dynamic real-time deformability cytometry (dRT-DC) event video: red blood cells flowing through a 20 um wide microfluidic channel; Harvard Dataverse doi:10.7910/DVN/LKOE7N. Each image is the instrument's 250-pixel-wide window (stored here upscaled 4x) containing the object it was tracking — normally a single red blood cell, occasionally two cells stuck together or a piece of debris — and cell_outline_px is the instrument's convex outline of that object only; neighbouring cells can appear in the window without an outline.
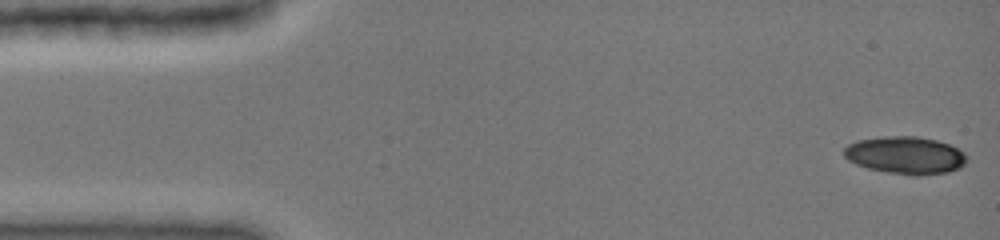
{"species": "common noctule bat (a hibernating species)", "species_latin": "Nyctalus noctula", "temperature_condition": "cold", "stored_images_in_passage": 55, "camera_frame_rate_fps": 3000, "um_per_image_px": 0.085, "animal": {"sex": "female", "body_mass_g": 19.0, "forearm_length_mm": 51.5}, "frame": {"image": 1, "passage_image": 1, "time_ms": 0.0, "image_size_px": [1000, 240], "cell_outline_px": [[964, 164], [960, 168], [948, 172], [916, 176], [908, 176], [868, 168], [856, 164], [848, 160], [844, 156], [844, 148], [848, 144], [856, 140], [884, 136], [916, 136], [936, 140], [948, 144], [964, 152]], "centroid_in_image_um": [76.92, 13.2], "position_along_channel_um": 8.1, "area_um2": 26.82}}
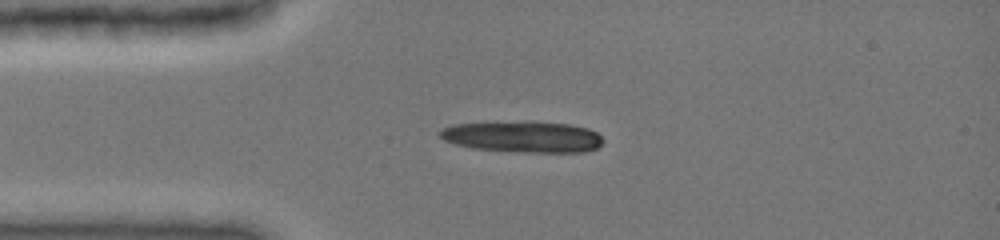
{"frame": {"image": 2, "passage_image": 12, "time_ms": 3.333, "image_size_px": [1000, 240], "cell_outline_px": [[604, 140], [596, 148], [584, 152], [524, 152], [472, 148], [456, 144], [444, 140], [440, 136], [440, 128], [452, 124], [524, 120], [528, 120], [568, 124], [588, 128], [596, 132]], "centroid_in_image_um": [44.42, 11.6], "position_along_channel_um": 40.6, "area_um2": 30.06}}